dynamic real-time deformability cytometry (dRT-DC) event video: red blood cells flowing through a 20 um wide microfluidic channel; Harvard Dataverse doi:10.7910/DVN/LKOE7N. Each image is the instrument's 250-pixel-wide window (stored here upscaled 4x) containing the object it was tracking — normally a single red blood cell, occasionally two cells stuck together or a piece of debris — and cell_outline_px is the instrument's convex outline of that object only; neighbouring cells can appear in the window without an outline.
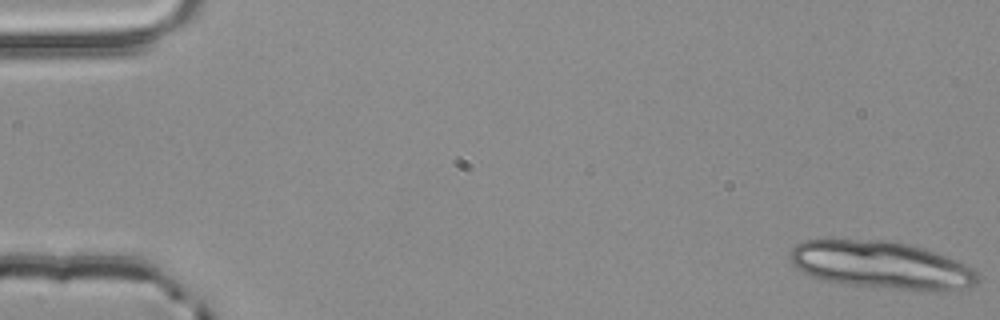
{"species": "common noctule bat (a hibernating species)", "species_latin": "Nyctalus noctula", "temperature_condition": "room temperature", "stored_images_in_passage": 16, "camera_frame_rate_fps": 3000, "um_per_image_px": 0.085, "animal": {"sex": "male", "body_mass_g": 20.4}, "frame": {"image": 1, "passage_image": 1, "time_ms": 0.0, "image_size_px": [1000, 320], "cell_outline_px": [[976, 284], [960, 292], [896, 288], [852, 284], [824, 280], [808, 276], [800, 272], [792, 264], [792, 248], [796, 244], [804, 240], [884, 240], [908, 244], [924, 248], [968, 264], [976, 272]], "centroid_in_image_um": [74.95, 22.53], "position_along_channel_um": 10.0, "area_um2": 51.73}}